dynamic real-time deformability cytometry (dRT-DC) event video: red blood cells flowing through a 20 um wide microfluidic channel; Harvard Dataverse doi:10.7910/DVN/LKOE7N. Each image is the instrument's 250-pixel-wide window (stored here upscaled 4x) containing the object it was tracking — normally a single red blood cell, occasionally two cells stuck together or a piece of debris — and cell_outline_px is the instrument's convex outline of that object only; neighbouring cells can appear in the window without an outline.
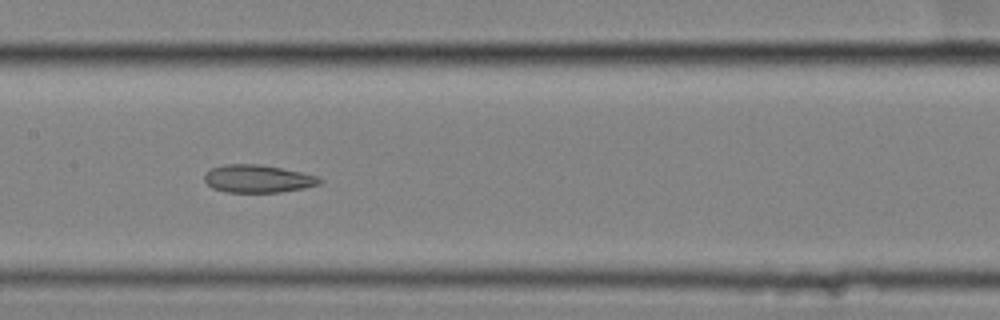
{"species": "common noctule bat (a hibernating species)", "species_latin": "Nyctalus noctula", "temperature_condition": "cold", "stored_images_in_passage": 58, "segment_of_instrument_passage": [2, 2], "camera_frame_rate_fps": 3000, "um_per_image_px": 0.085, "animal": {"sex": "female", "body_mass_g": 25.1}, "frame": {"image": 1, "passage_image": 30, "time_ms": 9.667, "image_size_px": [1000, 320], "cell_outline_px": [[324, 180], [320, 184], [304, 188], [280, 192], [228, 192], [212, 188], [204, 180], [204, 172], [212, 168], [224, 164], [260, 164], [300, 172], [316, 176]], "centroid_in_image_um": [21.89, 15.19], "position_along_channel_um": 185.5, "area_um2": 18.61}}
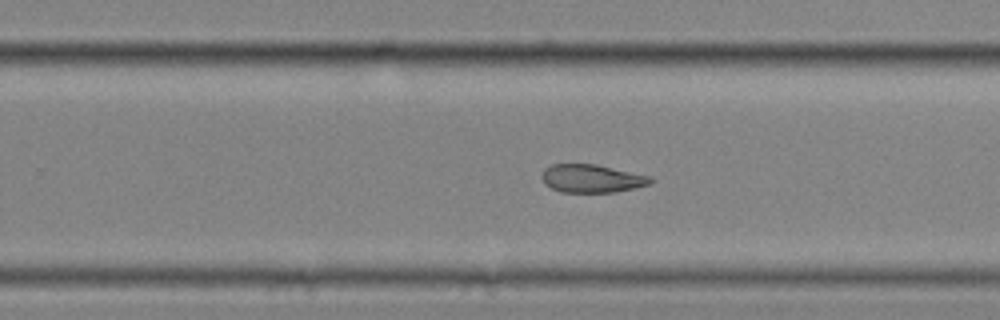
{"frame": {"image": 2, "passage_image": 38, "time_ms": 12.333, "image_size_px": [1000, 320], "cell_outline_px": [[656, 180], [648, 184], [636, 188], [616, 192], [560, 192], [544, 184], [540, 176], [544, 168], [552, 164], [596, 164], [652, 176]], "centroid_in_image_um": [50.31, 15.17], "position_along_channel_um": 279.5, "area_um2": 18.09}}
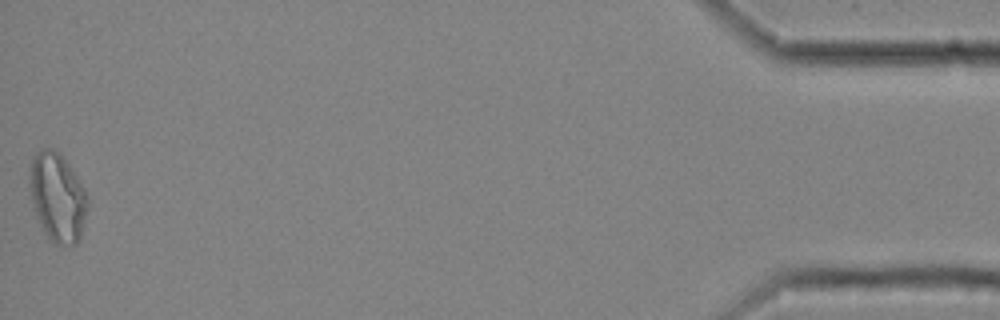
{"frame": {"image": 3, "passage_image": 58, "time_ms": 19.0, "image_size_px": [1000, 320], "cell_outline_px": [[88, 208], [80, 236], [76, 244], [56, 244], [44, 232], [36, 216], [28, 184], [28, 180], [32, 160], [36, 152], [44, 148], [52, 148], [60, 152], [84, 188], [88, 196]], "centroid_in_image_um": [4.88, 16.74], "position_along_channel_um": 430.3, "area_um2": 29.82}}